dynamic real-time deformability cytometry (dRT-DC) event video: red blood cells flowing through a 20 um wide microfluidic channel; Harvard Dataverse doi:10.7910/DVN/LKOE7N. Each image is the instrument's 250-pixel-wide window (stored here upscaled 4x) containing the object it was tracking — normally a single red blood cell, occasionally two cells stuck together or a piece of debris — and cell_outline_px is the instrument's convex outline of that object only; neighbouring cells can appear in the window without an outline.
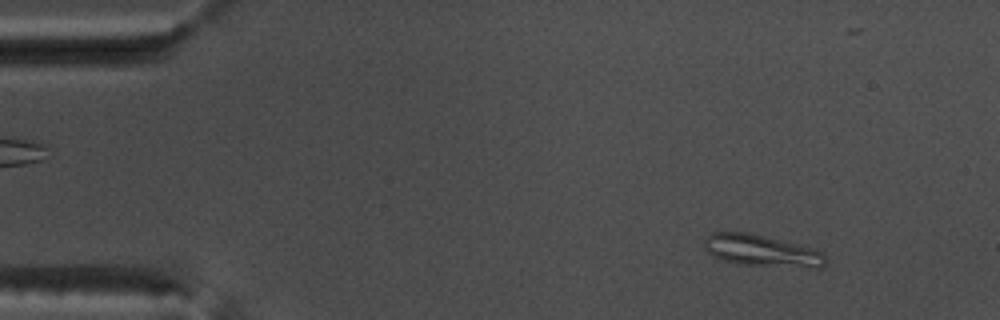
{"species": "common noctule bat (a hibernating species)", "species_latin": "Nyctalus noctula", "temperature_condition": "warm", "stored_images_in_passage": 54, "camera_frame_rate_fps": 3000, "um_per_image_px": 0.085, "animal": {"sex": "male", "body_mass_g": 17.5, "forearm_length_mm": 52.3}, "frame": {"image": 1, "passage_image": 6, "time_ms": 1.667, "image_size_px": [1000, 320], "cell_outline_px": [[828, 260], [824, 268], [816, 268], [736, 264], [712, 256], [704, 248], [704, 240], [712, 232], [748, 232], [824, 252]], "centroid_in_image_um": [64.75, 21.33], "position_along_channel_um": 20.3, "area_um2": 22.25}}
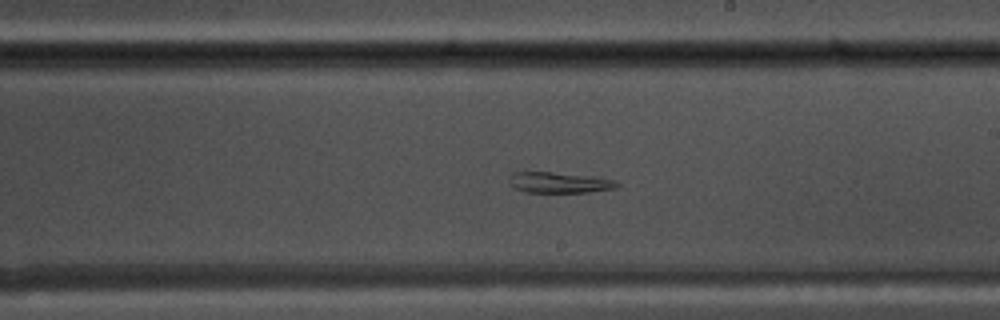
{"frame": {"image": 2, "passage_image": 31, "time_ms": 10.0, "image_size_px": [1000, 320], "cell_outline_px": [[620, 184], [616, 188], [588, 192], [524, 192], [512, 188], [508, 180], [512, 172], [552, 172], [600, 176], [616, 180]], "centroid_in_image_um": [47.56, 15.51], "position_along_channel_um": 241.4, "area_um2": 13.41}}
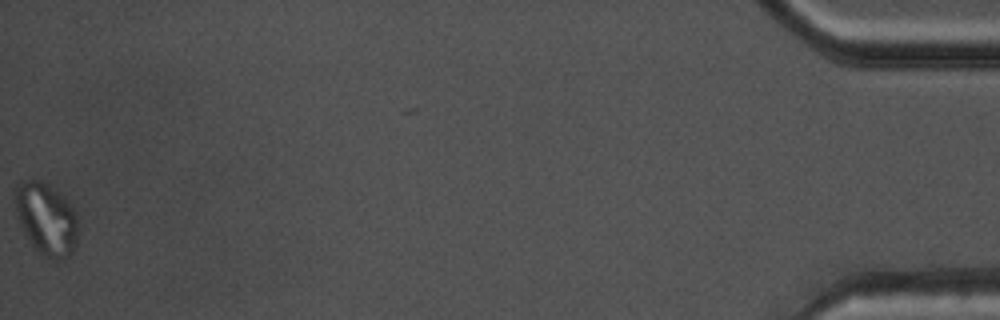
{"frame": {"image": 3, "passage_image": 54, "time_ms": 17.667, "image_size_px": [1000, 320], "cell_outline_px": [[80, 232], [76, 248], [64, 260], [56, 260], [44, 256], [36, 252], [24, 232], [16, 216], [12, 196], [12, 192], [20, 180], [32, 176], [56, 188], [76, 208]], "centroid_in_image_um": [3.94, 18.55], "position_along_channel_um": 431.3, "area_um2": 28.21}}